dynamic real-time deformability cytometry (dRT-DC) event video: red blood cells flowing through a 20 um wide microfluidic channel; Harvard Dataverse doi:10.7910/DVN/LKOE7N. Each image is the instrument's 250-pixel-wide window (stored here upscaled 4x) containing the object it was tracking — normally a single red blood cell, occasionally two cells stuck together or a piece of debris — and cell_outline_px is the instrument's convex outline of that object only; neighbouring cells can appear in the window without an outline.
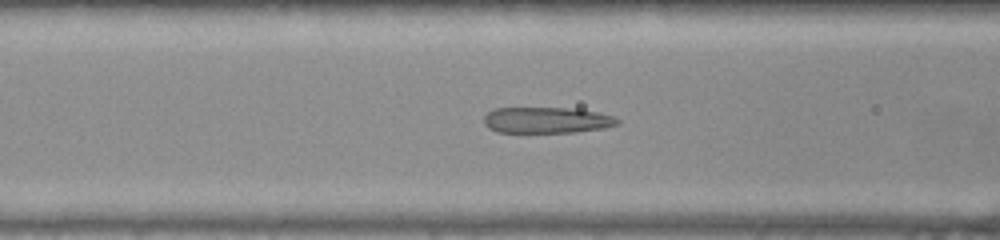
{"species": "common noctule bat (a hibernating species)", "species_latin": "Nyctalus noctula", "temperature_condition": "warm", "stored_images_in_passage": 27, "camera_frame_rate_fps": 3000, "um_per_image_px": 0.085, "animal": {"sex": "female", "body_mass_g": 22.0, "forearm_length_mm": 56.7}, "frame": {"image": 1, "passage_image": 5, "time_ms": 1.333, "image_size_px": [1000, 240], "cell_outline_px": [[620, 124], [604, 128], [576, 132], [496, 132], [488, 128], [484, 124], [484, 116], [488, 112], [496, 108], [576, 108], [596, 112], [612, 116], [620, 120]], "centroid_in_image_um": [46.47, 10.21], "position_along_channel_um": 120.1, "area_um2": 20.35}}
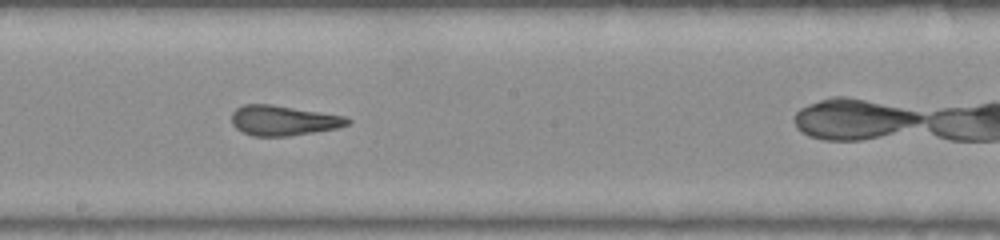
{"frame": {"image": 2, "passage_image": 13, "time_ms": 4.0, "image_size_px": [1000, 240], "cell_outline_px": [[352, 120], [348, 124], [336, 128], [288, 136], [252, 136], [236, 128], [232, 124], [232, 112], [236, 108], [244, 104], [272, 104], [344, 116]], "centroid_in_image_um": [24.05, 10.23], "position_along_channel_um": 224.2, "area_um2": 20.11}}
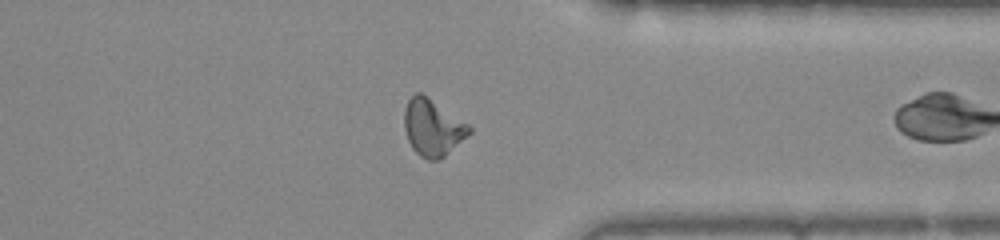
{"frame": {"image": 3, "passage_image": 25, "time_ms": 8.0, "image_size_px": [1000, 240], "cell_outline_px": [[472, 132], [444, 156], [436, 160], [428, 160], [420, 156], [412, 148], [408, 140], [404, 128], [404, 112], [408, 100], [416, 92], [420, 92], [468, 124], [472, 128]], "centroid_in_image_um": [36.76, 10.86], "position_along_channel_um": 374.6, "area_um2": 21.1}}